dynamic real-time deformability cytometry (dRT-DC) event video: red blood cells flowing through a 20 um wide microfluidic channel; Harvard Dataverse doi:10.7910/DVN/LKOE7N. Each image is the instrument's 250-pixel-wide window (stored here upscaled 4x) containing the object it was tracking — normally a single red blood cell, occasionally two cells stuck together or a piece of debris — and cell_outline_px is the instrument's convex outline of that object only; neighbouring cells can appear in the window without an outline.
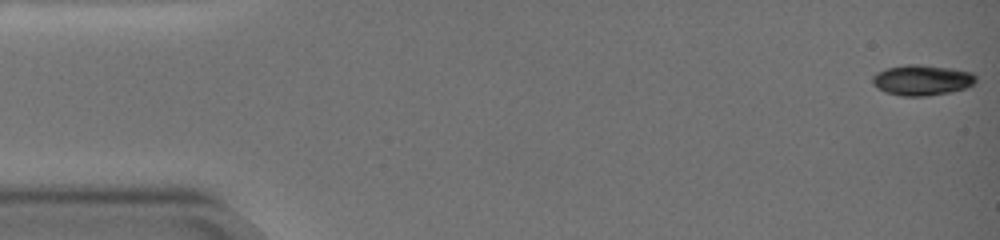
{"species": "common noctule bat (a hibernating species)", "species_latin": "Nyctalus noctula", "temperature_condition": "warm", "stored_images_in_passage": 64, "camera_frame_rate_fps": 3000, "um_per_image_px": 0.085, "animal": {"sex": "female", "body_mass_g": 19.0, "forearm_length_mm": 51.5}, "frame": {"image": 1, "passage_image": 1, "time_ms": 0.0, "image_size_px": [1000, 240], "cell_outline_px": [[976, 80], [972, 84], [964, 88], [948, 92], [928, 96], [900, 96], [884, 92], [876, 88], [872, 84], [872, 76], [888, 68], [916, 64], [948, 68], [972, 72], [976, 76]], "centroid_in_image_um": [78.34, 6.83], "position_along_channel_um": 6.7, "area_um2": 18.09}}
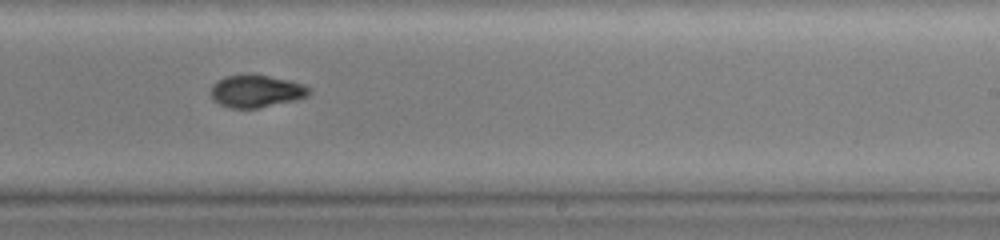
{"frame": {"image": 2, "passage_image": 41, "time_ms": 13.333, "image_size_px": [1000, 240], "cell_outline_px": [[308, 92], [304, 96], [292, 100], [260, 108], [228, 108], [212, 100], [212, 84], [228, 76], [248, 72], [288, 80], [304, 84], [308, 88]], "centroid_in_image_um": [21.71, 7.73], "position_along_channel_um": 267.3, "area_um2": 18.38}}
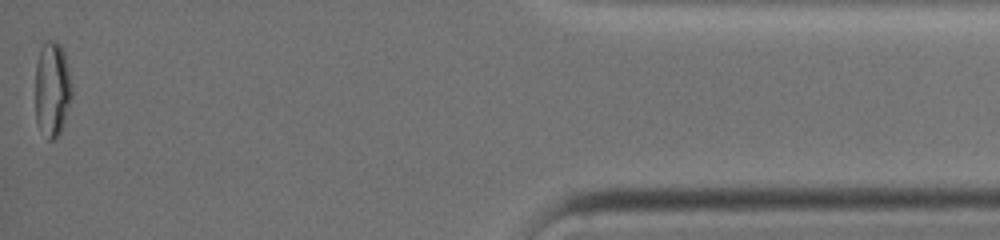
{"frame": {"image": 3, "passage_image": 64, "time_ms": 21.0, "image_size_px": [1000, 240], "cell_outline_px": [[72, 96], [60, 132], [52, 140], [48, 140], [36, 120], [36, 64], [40, 48], [44, 40], [56, 40], [60, 44], [64, 52], [72, 84]], "centroid_in_image_um": [4.44, 7.51], "position_along_channel_um": 430.8, "area_um2": 20.17}, "authors_computed_cell_mechanics": {"area_um2": 18.5538, "velocity_mm_per_s": 3.0466, "shape_relaxation_time_tau1_ms": null, "shape_relaxation_time_tau2_ms": 6.1963, "deformation_change_tau1": null, "deformation_change_tau2": 0.0646}}